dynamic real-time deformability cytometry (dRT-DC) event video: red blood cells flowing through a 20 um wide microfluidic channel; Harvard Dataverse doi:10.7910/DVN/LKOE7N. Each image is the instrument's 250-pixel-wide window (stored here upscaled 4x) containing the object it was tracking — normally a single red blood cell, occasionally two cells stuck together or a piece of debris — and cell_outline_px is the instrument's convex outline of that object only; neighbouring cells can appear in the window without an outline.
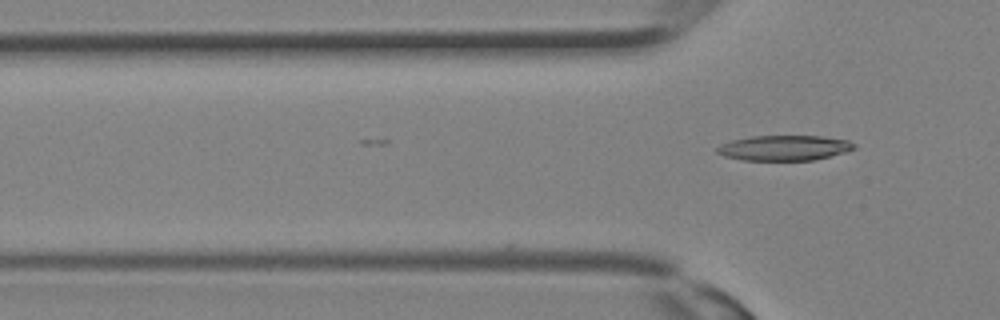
{"species": "Egyptian fruit bat (a non-hibernating species)", "species_latin": "Rousettus aegyptiacus", "temperature_condition": "room temperature", "stored_images_in_passage": 10, "camera_frame_rate_fps": 3000, "um_per_image_px": 0.085, "animal": {"sex": "female"}, "frame": {"image": 1, "passage_image": 10, "time_ms": 3.0, "image_size_px": [1000, 320], "cell_outline_px": [[856, 148], [844, 152], [812, 160], [744, 160], [724, 156], [716, 152], [716, 148], [720, 144], [732, 140], [752, 136], [824, 136], [848, 140], [856, 144]], "centroid_in_image_um": [66.65, 12.56], "position_along_channel_um": 59.1, "area_um2": 20.06}}